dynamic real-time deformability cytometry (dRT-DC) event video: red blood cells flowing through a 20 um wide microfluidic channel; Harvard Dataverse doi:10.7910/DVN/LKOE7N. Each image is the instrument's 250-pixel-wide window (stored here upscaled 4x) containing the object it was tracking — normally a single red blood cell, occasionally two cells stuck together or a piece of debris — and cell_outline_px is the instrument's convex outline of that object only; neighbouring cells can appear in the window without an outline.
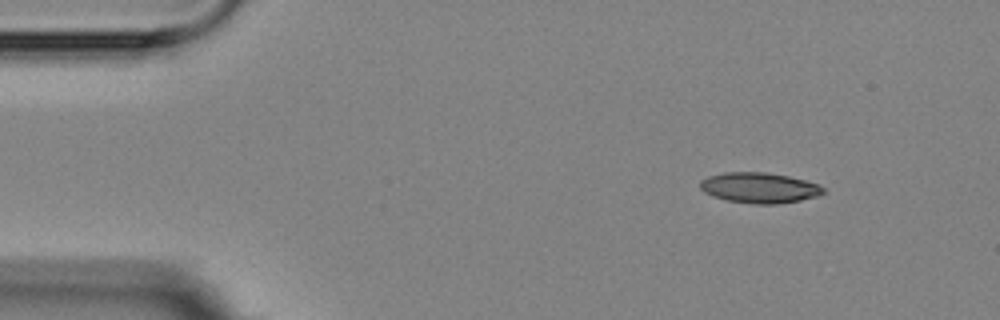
{"species": "Egyptian fruit bat (a non-hibernating species)", "species_latin": "Rousettus aegyptiacus", "temperature_condition": "room temperature", "stored_images_in_passage": 5, "camera_frame_rate_fps": 3000, "um_per_image_px": 0.085, "animal": {"sex": "female"}, "frame": {"image": 1, "passage_image": 1, "time_ms": 0.0, "image_size_px": [1000, 320], "cell_outline_px": [[828, 192], [816, 196], [800, 200], [776, 204], [752, 204], [728, 200], [712, 196], [704, 192], [700, 188], [700, 180], [708, 176], [724, 172], [768, 172], [788, 176], [820, 184]], "centroid_in_image_um": [64.55, 15.95], "position_along_channel_um": 20.4, "area_um2": 22.02}}
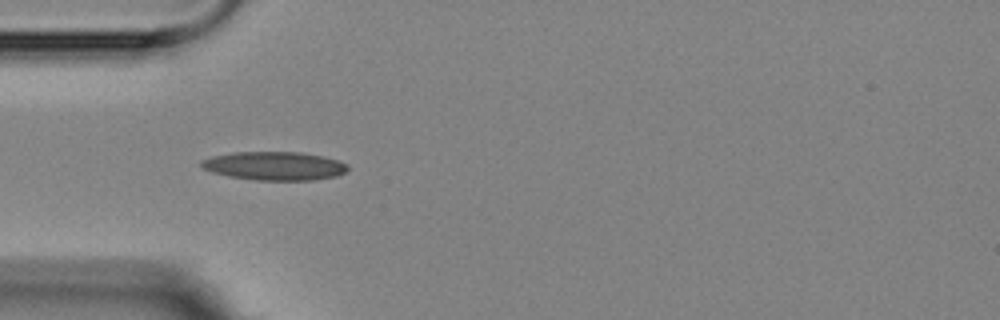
{"frame": {"image": 2, "passage_image": 4, "time_ms": 3.333, "image_size_px": [1000, 320], "cell_outline_px": [[348, 168], [344, 172], [336, 176], [312, 180], [256, 180], [228, 176], [212, 172], [200, 168], [200, 160], [212, 156], [232, 152], [300, 152], [324, 156], [348, 164]], "centroid_in_image_um": [23.28, 14.1], "position_along_channel_um": 61.7, "area_um2": 24.45}}
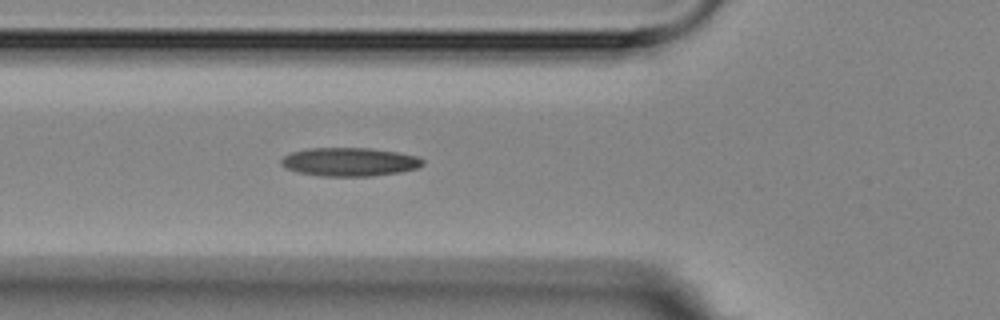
{"frame": {"image": 3, "passage_image": 5, "time_ms": 4.333, "image_size_px": [1000, 320], "cell_outline_px": [[424, 164], [420, 168], [400, 172], [372, 176], [320, 176], [296, 172], [280, 164], [280, 160], [284, 156], [292, 152], [308, 148], [372, 148], [396, 152], [416, 156], [424, 160]], "centroid_in_image_um": [29.72, 13.76], "position_along_channel_um": 96.1, "area_um2": 23.64}}